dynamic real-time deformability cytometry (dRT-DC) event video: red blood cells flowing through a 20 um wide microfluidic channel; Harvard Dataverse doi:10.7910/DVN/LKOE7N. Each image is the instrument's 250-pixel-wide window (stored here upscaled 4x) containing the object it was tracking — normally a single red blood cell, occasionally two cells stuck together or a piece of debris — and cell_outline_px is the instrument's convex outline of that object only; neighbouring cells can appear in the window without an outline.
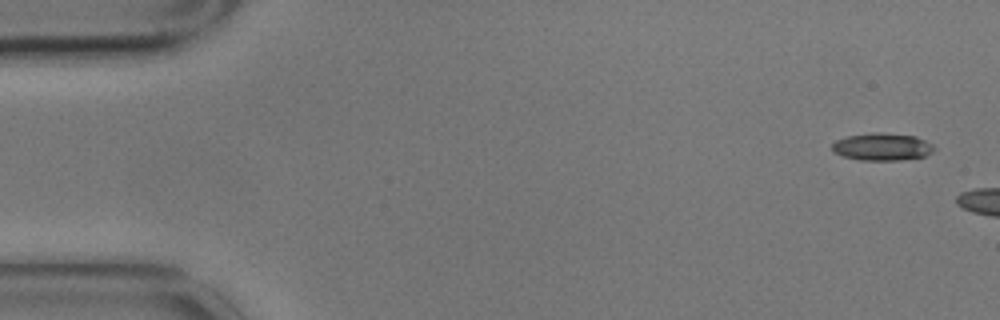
{"species": "common noctule bat (a hibernating species)", "species_latin": "Nyctalus noctula", "temperature_condition": "cold", "stored_images_in_passage": 3, "camera_frame_rate_fps": 3000, "um_per_image_px": 0.085, "animal": {"sex": "male", "body_mass_g": 17.9}, "frame": {"image": 1, "passage_image": 1, "time_ms": 0.0, "image_size_px": [1000, 320], "cell_outline_px": [[936, 148], [932, 152], [924, 156], [900, 160], [860, 160], [844, 156], [836, 152], [832, 148], [832, 144], [836, 140], [848, 136], [872, 132], [880, 132], [916, 136], [932, 144]], "centroid_in_image_um": [75.01, 12.47], "position_along_channel_um": 10.0, "area_um2": 16.18}}